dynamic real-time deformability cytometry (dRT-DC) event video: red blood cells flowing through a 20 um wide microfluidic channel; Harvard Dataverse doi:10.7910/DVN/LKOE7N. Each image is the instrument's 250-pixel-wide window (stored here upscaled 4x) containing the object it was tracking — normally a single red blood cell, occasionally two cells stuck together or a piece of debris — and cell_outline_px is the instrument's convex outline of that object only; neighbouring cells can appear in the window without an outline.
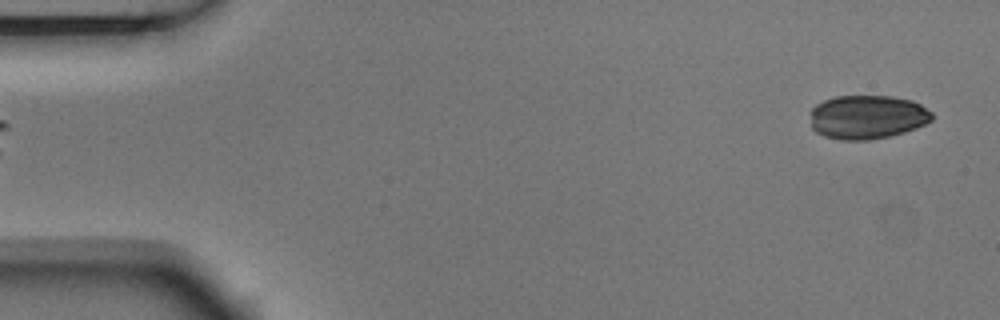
{"species": "Egyptian fruit bat (a non-hibernating species)", "species_latin": "Rousettus aegyptiacus", "temperature_condition": "room temperature", "stored_images_in_passage": 6, "camera_frame_rate_fps": 3000, "um_per_image_px": 0.085, "animal": {"sex": "male"}, "frame": {"image": 1, "passage_image": 6, "time_ms": 1.667, "image_size_px": [1000, 320], "cell_outline_px": [[932, 120], [916, 128], [904, 132], [888, 136], [868, 140], [840, 140], [824, 136], [816, 132], [812, 128], [812, 108], [816, 104], [824, 100], [836, 96], [892, 96], [912, 100], [920, 104], [932, 112]], "centroid_in_image_um": [73.72, 9.94], "position_along_channel_um": 11.3, "area_um2": 31.1}}